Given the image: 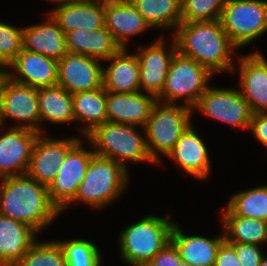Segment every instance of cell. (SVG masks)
I'll return each mask as SVG.
<instances>
[{
  "label": "cell",
  "instance_id": "cell-14",
  "mask_svg": "<svg viewBox=\"0 0 267 266\" xmlns=\"http://www.w3.org/2000/svg\"><path fill=\"white\" fill-rule=\"evenodd\" d=\"M163 38L159 37L150 45L139 47L135 53L140 64V89L156 98L164 88L171 61L177 52L175 39H172L167 50Z\"/></svg>",
  "mask_w": 267,
  "mask_h": 266
},
{
  "label": "cell",
  "instance_id": "cell-28",
  "mask_svg": "<svg viewBox=\"0 0 267 266\" xmlns=\"http://www.w3.org/2000/svg\"><path fill=\"white\" fill-rule=\"evenodd\" d=\"M225 240L261 246L267 243L266 221L235 215L227 206L221 211Z\"/></svg>",
  "mask_w": 267,
  "mask_h": 266
},
{
  "label": "cell",
  "instance_id": "cell-5",
  "mask_svg": "<svg viewBox=\"0 0 267 266\" xmlns=\"http://www.w3.org/2000/svg\"><path fill=\"white\" fill-rule=\"evenodd\" d=\"M128 171L112 159L94 155L75 199L64 210L77 201L93 209L106 207L126 190Z\"/></svg>",
  "mask_w": 267,
  "mask_h": 266
},
{
  "label": "cell",
  "instance_id": "cell-17",
  "mask_svg": "<svg viewBox=\"0 0 267 266\" xmlns=\"http://www.w3.org/2000/svg\"><path fill=\"white\" fill-rule=\"evenodd\" d=\"M238 89L253 114L267 112V59L256 50L238 58Z\"/></svg>",
  "mask_w": 267,
  "mask_h": 266
},
{
  "label": "cell",
  "instance_id": "cell-7",
  "mask_svg": "<svg viewBox=\"0 0 267 266\" xmlns=\"http://www.w3.org/2000/svg\"><path fill=\"white\" fill-rule=\"evenodd\" d=\"M214 75L197 61L183 56L178 51L174 55L167 76L165 85L157 97L162 103L177 104V100H184L182 103L193 110L201 95L209 87V80Z\"/></svg>",
  "mask_w": 267,
  "mask_h": 266
},
{
  "label": "cell",
  "instance_id": "cell-34",
  "mask_svg": "<svg viewBox=\"0 0 267 266\" xmlns=\"http://www.w3.org/2000/svg\"><path fill=\"white\" fill-rule=\"evenodd\" d=\"M226 0H182V23L220 20Z\"/></svg>",
  "mask_w": 267,
  "mask_h": 266
},
{
  "label": "cell",
  "instance_id": "cell-9",
  "mask_svg": "<svg viewBox=\"0 0 267 266\" xmlns=\"http://www.w3.org/2000/svg\"><path fill=\"white\" fill-rule=\"evenodd\" d=\"M10 119L21 122L11 127L40 133L38 89L17 83L3 73L0 77V125Z\"/></svg>",
  "mask_w": 267,
  "mask_h": 266
},
{
  "label": "cell",
  "instance_id": "cell-27",
  "mask_svg": "<svg viewBox=\"0 0 267 266\" xmlns=\"http://www.w3.org/2000/svg\"><path fill=\"white\" fill-rule=\"evenodd\" d=\"M38 107L41 124H71L75 122L72 94L59 85L38 88Z\"/></svg>",
  "mask_w": 267,
  "mask_h": 266
},
{
  "label": "cell",
  "instance_id": "cell-16",
  "mask_svg": "<svg viewBox=\"0 0 267 266\" xmlns=\"http://www.w3.org/2000/svg\"><path fill=\"white\" fill-rule=\"evenodd\" d=\"M57 70L58 61L22 49L3 73L17 83L38 89L57 85Z\"/></svg>",
  "mask_w": 267,
  "mask_h": 266
},
{
  "label": "cell",
  "instance_id": "cell-29",
  "mask_svg": "<svg viewBox=\"0 0 267 266\" xmlns=\"http://www.w3.org/2000/svg\"><path fill=\"white\" fill-rule=\"evenodd\" d=\"M75 122L83 124V136L107 121L106 91L102 88L72 94Z\"/></svg>",
  "mask_w": 267,
  "mask_h": 266
},
{
  "label": "cell",
  "instance_id": "cell-26",
  "mask_svg": "<svg viewBox=\"0 0 267 266\" xmlns=\"http://www.w3.org/2000/svg\"><path fill=\"white\" fill-rule=\"evenodd\" d=\"M28 225L0 215V266H14L37 240Z\"/></svg>",
  "mask_w": 267,
  "mask_h": 266
},
{
  "label": "cell",
  "instance_id": "cell-23",
  "mask_svg": "<svg viewBox=\"0 0 267 266\" xmlns=\"http://www.w3.org/2000/svg\"><path fill=\"white\" fill-rule=\"evenodd\" d=\"M47 16L43 23L23 27L22 49L59 61L67 52L65 33Z\"/></svg>",
  "mask_w": 267,
  "mask_h": 266
},
{
  "label": "cell",
  "instance_id": "cell-41",
  "mask_svg": "<svg viewBox=\"0 0 267 266\" xmlns=\"http://www.w3.org/2000/svg\"><path fill=\"white\" fill-rule=\"evenodd\" d=\"M259 266H267V256L264 255Z\"/></svg>",
  "mask_w": 267,
  "mask_h": 266
},
{
  "label": "cell",
  "instance_id": "cell-18",
  "mask_svg": "<svg viewBox=\"0 0 267 266\" xmlns=\"http://www.w3.org/2000/svg\"><path fill=\"white\" fill-rule=\"evenodd\" d=\"M104 8L105 0H77L58 3L48 14L66 33L103 27Z\"/></svg>",
  "mask_w": 267,
  "mask_h": 266
},
{
  "label": "cell",
  "instance_id": "cell-20",
  "mask_svg": "<svg viewBox=\"0 0 267 266\" xmlns=\"http://www.w3.org/2000/svg\"><path fill=\"white\" fill-rule=\"evenodd\" d=\"M206 146L191 123L166 157L177 163L178 166L180 165L193 178L204 180L211 172Z\"/></svg>",
  "mask_w": 267,
  "mask_h": 266
},
{
  "label": "cell",
  "instance_id": "cell-12",
  "mask_svg": "<svg viewBox=\"0 0 267 266\" xmlns=\"http://www.w3.org/2000/svg\"><path fill=\"white\" fill-rule=\"evenodd\" d=\"M81 139L70 137L56 139L40 133L35 141L27 175L48 187L56 177L69 150Z\"/></svg>",
  "mask_w": 267,
  "mask_h": 266
},
{
  "label": "cell",
  "instance_id": "cell-25",
  "mask_svg": "<svg viewBox=\"0 0 267 266\" xmlns=\"http://www.w3.org/2000/svg\"><path fill=\"white\" fill-rule=\"evenodd\" d=\"M224 240V233L212 239L186 235L176 222L171 231V241L177 247L181 259L192 266H214L218 249Z\"/></svg>",
  "mask_w": 267,
  "mask_h": 266
},
{
  "label": "cell",
  "instance_id": "cell-39",
  "mask_svg": "<svg viewBox=\"0 0 267 266\" xmlns=\"http://www.w3.org/2000/svg\"><path fill=\"white\" fill-rule=\"evenodd\" d=\"M249 130L264 147H267V112L252 115Z\"/></svg>",
  "mask_w": 267,
  "mask_h": 266
},
{
  "label": "cell",
  "instance_id": "cell-21",
  "mask_svg": "<svg viewBox=\"0 0 267 266\" xmlns=\"http://www.w3.org/2000/svg\"><path fill=\"white\" fill-rule=\"evenodd\" d=\"M105 27L121 48H127L131 37L148 30L150 25L130 0H105Z\"/></svg>",
  "mask_w": 267,
  "mask_h": 266
},
{
  "label": "cell",
  "instance_id": "cell-37",
  "mask_svg": "<svg viewBox=\"0 0 267 266\" xmlns=\"http://www.w3.org/2000/svg\"><path fill=\"white\" fill-rule=\"evenodd\" d=\"M177 247L169 241L148 263L150 266H177L181 262Z\"/></svg>",
  "mask_w": 267,
  "mask_h": 266
},
{
  "label": "cell",
  "instance_id": "cell-10",
  "mask_svg": "<svg viewBox=\"0 0 267 266\" xmlns=\"http://www.w3.org/2000/svg\"><path fill=\"white\" fill-rule=\"evenodd\" d=\"M193 111L201 112L209 119L219 120L232 129H249L252 111L238 89L208 87L201 95Z\"/></svg>",
  "mask_w": 267,
  "mask_h": 266
},
{
  "label": "cell",
  "instance_id": "cell-3",
  "mask_svg": "<svg viewBox=\"0 0 267 266\" xmlns=\"http://www.w3.org/2000/svg\"><path fill=\"white\" fill-rule=\"evenodd\" d=\"M135 128V125L106 121L84 137L92 144L95 155L112 159L126 170L130 161L155 165L147 150L145 131L139 133Z\"/></svg>",
  "mask_w": 267,
  "mask_h": 266
},
{
  "label": "cell",
  "instance_id": "cell-33",
  "mask_svg": "<svg viewBox=\"0 0 267 266\" xmlns=\"http://www.w3.org/2000/svg\"><path fill=\"white\" fill-rule=\"evenodd\" d=\"M61 245L67 266H100L101 252L97 245L86 239L57 240Z\"/></svg>",
  "mask_w": 267,
  "mask_h": 266
},
{
  "label": "cell",
  "instance_id": "cell-31",
  "mask_svg": "<svg viewBox=\"0 0 267 266\" xmlns=\"http://www.w3.org/2000/svg\"><path fill=\"white\" fill-rule=\"evenodd\" d=\"M227 207L235 215L267 221V184L237 192Z\"/></svg>",
  "mask_w": 267,
  "mask_h": 266
},
{
  "label": "cell",
  "instance_id": "cell-38",
  "mask_svg": "<svg viewBox=\"0 0 267 266\" xmlns=\"http://www.w3.org/2000/svg\"><path fill=\"white\" fill-rule=\"evenodd\" d=\"M214 266H242L234 246L226 240L221 243L218 249Z\"/></svg>",
  "mask_w": 267,
  "mask_h": 266
},
{
  "label": "cell",
  "instance_id": "cell-24",
  "mask_svg": "<svg viewBox=\"0 0 267 266\" xmlns=\"http://www.w3.org/2000/svg\"><path fill=\"white\" fill-rule=\"evenodd\" d=\"M66 50L105 61L115 55L121 46L105 27L94 30H73L65 33Z\"/></svg>",
  "mask_w": 267,
  "mask_h": 266
},
{
  "label": "cell",
  "instance_id": "cell-32",
  "mask_svg": "<svg viewBox=\"0 0 267 266\" xmlns=\"http://www.w3.org/2000/svg\"><path fill=\"white\" fill-rule=\"evenodd\" d=\"M14 266H67V263L57 240H36Z\"/></svg>",
  "mask_w": 267,
  "mask_h": 266
},
{
  "label": "cell",
  "instance_id": "cell-40",
  "mask_svg": "<svg viewBox=\"0 0 267 266\" xmlns=\"http://www.w3.org/2000/svg\"><path fill=\"white\" fill-rule=\"evenodd\" d=\"M47 1H52L53 4H57V3H63V2H70V1H77V0H47Z\"/></svg>",
  "mask_w": 267,
  "mask_h": 266
},
{
  "label": "cell",
  "instance_id": "cell-36",
  "mask_svg": "<svg viewBox=\"0 0 267 266\" xmlns=\"http://www.w3.org/2000/svg\"><path fill=\"white\" fill-rule=\"evenodd\" d=\"M236 250L237 257L242 266H259L264 257L262 248L247 243H231Z\"/></svg>",
  "mask_w": 267,
  "mask_h": 266
},
{
  "label": "cell",
  "instance_id": "cell-13",
  "mask_svg": "<svg viewBox=\"0 0 267 266\" xmlns=\"http://www.w3.org/2000/svg\"><path fill=\"white\" fill-rule=\"evenodd\" d=\"M102 65L98 59L67 51L58 61L57 85L71 94L102 88Z\"/></svg>",
  "mask_w": 267,
  "mask_h": 266
},
{
  "label": "cell",
  "instance_id": "cell-8",
  "mask_svg": "<svg viewBox=\"0 0 267 266\" xmlns=\"http://www.w3.org/2000/svg\"><path fill=\"white\" fill-rule=\"evenodd\" d=\"M220 21L231 42L241 49L267 32V0H226Z\"/></svg>",
  "mask_w": 267,
  "mask_h": 266
},
{
  "label": "cell",
  "instance_id": "cell-22",
  "mask_svg": "<svg viewBox=\"0 0 267 266\" xmlns=\"http://www.w3.org/2000/svg\"><path fill=\"white\" fill-rule=\"evenodd\" d=\"M129 48H121L115 55L105 61L103 66L102 87L106 92L134 93L140 92V64L135 53ZM106 67V68H104Z\"/></svg>",
  "mask_w": 267,
  "mask_h": 266
},
{
  "label": "cell",
  "instance_id": "cell-4",
  "mask_svg": "<svg viewBox=\"0 0 267 266\" xmlns=\"http://www.w3.org/2000/svg\"><path fill=\"white\" fill-rule=\"evenodd\" d=\"M171 215H146L140 221L123 228L118 236L122 261L130 266L148 264L171 241L174 222Z\"/></svg>",
  "mask_w": 267,
  "mask_h": 266
},
{
  "label": "cell",
  "instance_id": "cell-1",
  "mask_svg": "<svg viewBox=\"0 0 267 266\" xmlns=\"http://www.w3.org/2000/svg\"><path fill=\"white\" fill-rule=\"evenodd\" d=\"M173 33L177 51L194 59L213 75L236 72L232 53L239 49L223 30L220 20L181 23Z\"/></svg>",
  "mask_w": 267,
  "mask_h": 266
},
{
  "label": "cell",
  "instance_id": "cell-2",
  "mask_svg": "<svg viewBox=\"0 0 267 266\" xmlns=\"http://www.w3.org/2000/svg\"><path fill=\"white\" fill-rule=\"evenodd\" d=\"M59 214L47 187L27 174L0 178V215L24 223L38 234Z\"/></svg>",
  "mask_w": 267,
  "mask_h": 266
},
{
  "label": "cell",
  "instance_id": "cell-42",
  "mask_svg": "<svg viewBox=\"0 0 267 266\" xmlns=\"http://www.w3.org/2000/svg\"><path fill=\"white\" fill-rule=\"evenodd\" d=\"M177 266H192L188 263H186L185 261L181 260V262L179 264H177Z\"/></svg>",
  "mask_w": 267,
  "mask_h": 266
},
{
  "label": "cell",
  "instance_id": "cell-11",
  "mask_svg": "<svg viewBox=\"0 0 267 266\" xmlns=\"http://www.w3.org/2000/svg\"><path fill=\"white\" fill-rule=\"evenodd\" d=\"M81 138L68 152L56 177L47 187L51 203L60 213L75 199L94 151L83 148Z\"/></svg>",
  "mask_w": 267,
  "mask_h": 266
},
{
  "label": "cell",
  "instance_id": "cell-35",
  "mask_svg": "<svg viewBox=\"0 0 267 266\" xmlns=\"http://www.w3.org/2000/svg\"><path fill=\"white\" fill-rule=\"evenodd\" d=\"M23 27L0 21V68L3 71L22 50Z\"/></svg>",
  "mask_w": 267,
  "mask_h": 266
},
{
  "label": "cell",
  "instance_id": "cell-15",
  "mask_svg": "<svg viewBox=\"0 0 267 266\" xmlns=\"http://www.w3.org/2000/svg\"><path fill=\"white\" fill-rule=\"evenodd\" d=\"M39 134L31 129L10 127L0 136V178L27 173Z\"/></svg>",
  "mask_w": 267,
  "mask_h": 266
},
{
  "label": "cell",
  "instance_id": "cell-30",
  "mask_svg": "<svg viewBox=\"0 0 267 266\" xmlns=\"http://www.w3.org/2000/svg\"><path fill=\"white\" fill-rule=\"evenodd\" d=\"M152 28L175 29L182 23L181 0H130Z\"/></svg>",
  "mask_w": 267,
  "mask_h": 266
},
{
  "label": "cell",
  "instance_id": "cell-19",
  "mask_svg": "<svg viewBox=\"0 0 267 266\" xmlns=\"http://www.w3.org/2000/svg\"><path fill=\"white\" fill-rule=\"evenodd\" d=\"M157 102L154 95L106 92L107 121L135 125L144 128L152 108Z\"/></svg>",
  "mask_w": 267,
  "mask_h": 266
},
{
  "label": "cell",
  "instance_id": "cell-6",
  "mask_svg": "<svg viewBox=\"0 0 267 266\" xmlns=\"http://www.w3.org/2000/svg\"><path fill=\"white\" fill-rule=\"evenodd\" d=\"M193 110L183 104L157 101L142 131H145L147 150L151 159L160 164L159 154L167 156L180 136L191 124Z\"/></svg>",
  "mask_w": 267,
  "mask_h": 266
}]
</instances>
